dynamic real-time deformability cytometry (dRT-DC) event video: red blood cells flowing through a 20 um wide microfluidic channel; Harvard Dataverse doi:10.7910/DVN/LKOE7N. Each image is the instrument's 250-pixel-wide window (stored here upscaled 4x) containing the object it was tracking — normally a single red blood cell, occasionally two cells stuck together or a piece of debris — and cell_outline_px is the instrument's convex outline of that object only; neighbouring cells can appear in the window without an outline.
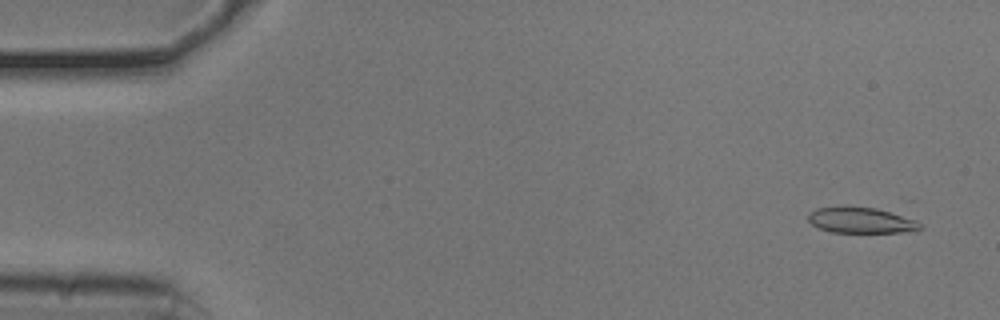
{"species": "common noctule bat (a hibernating species)", "species_latin": "Nyctalus noctula", "temperature_condition": "cold", "stored_images_in_passage": 14, "camera_frame_rate_fps": 3000, "um_per_image_px": 0.085, "animal": {"sex": "male", "body_mass_g": 20.5, "forearm_length_mm": 52.5}, "frame": {"image": 1, "passage_image": 3, "time_ms": 0.667, "image_size_px": [1000, 320], "cell_outline_px": [[924, 228], [916, 232], [832, 232], [820, 228], [812, 224], [808, 220], [808, 212], [816, 208], [848, 204], [876, 208], [908, 216], [916, 220]], "centroid_in_image_um": [73.21, 18.69], "position_along_channel_um": 11.8, "area_um2": 17.51}}